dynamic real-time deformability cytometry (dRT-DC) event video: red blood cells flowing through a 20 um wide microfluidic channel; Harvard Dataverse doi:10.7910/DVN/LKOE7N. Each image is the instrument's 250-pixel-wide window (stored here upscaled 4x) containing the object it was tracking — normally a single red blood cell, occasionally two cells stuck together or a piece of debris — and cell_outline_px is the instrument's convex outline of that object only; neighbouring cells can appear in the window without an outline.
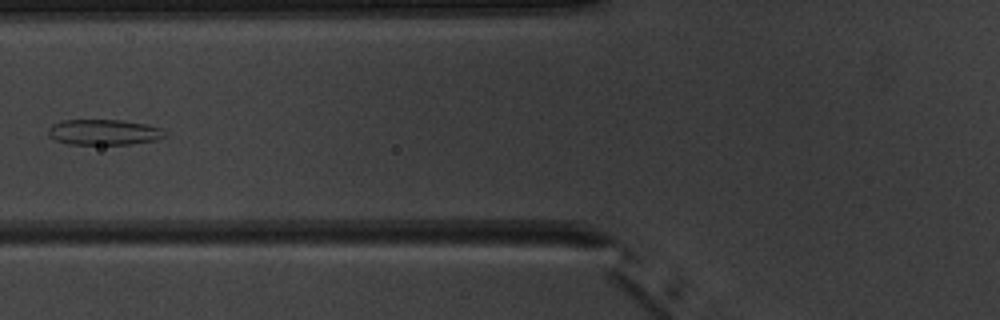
{"species": "common noctule bat (a hibernating species)", "species_latin": "Nyctalus noctula", "temperature_condition": "warm", "stored_images_in_passage": 6, "camera_frame_rate_fps": 3000, "um_per_image_px": 0.085, "animal": {"sex": "male", "body_mass_g": 20.1, "forearm_length_mm": 53.5}, "frame": {"image": 1, "passage_image": 6, "time_ms": 5.667, "image_size_px": [1000, 320], "cell_outline_px": [[168, 136], [156, 140], [128, 144], [68, 144], [56, 140], [48, 132], [48, 128], [52, 124], [64, 120], [120, 120], [144, 124], [164, 128]], "centroid_in_image_um": [8.88, 11.23], "position_along_channel_um": 116.9, "area_um2": 17.34}}